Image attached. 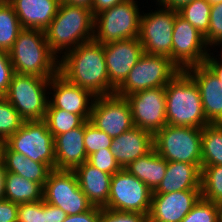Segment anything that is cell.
I'll return each mask as SVG.
<instances>
[{
    "label": "cell",
    "instance_id": "obj_28",
    "mask_svg": "<svg viewBox=\"0 0 222 222\" xmlns=\"http://www.w3.org/2000/svg\"><path fill=\"white\" fill-rule=\"evenodd\" d=\"M222 165V124H208L202 132V166Z\"/></svg>",
    "mask_w": 222,
    "mask_h": 222
},
{
    "label": "cell",
    "instance_id": "obj_45",
    "mask_svg": "<svg viewBox=\"0 0 222 222\" xmlns=\"http://www.w3.org/2000/svg\"><path fill=\"white\" fill-rule=\"evenodd\" d=\"M157 1V2H156ZM193 0H155V5L162 6L167 9L178 11L184 5L191 3Z\"/></svg>",
    "mask_w": 222,
    "mask_h": 222
},
{
    "label": "cell",
    "instance_id": "obj_18",
    "mask_svg": "<svg viewBox=\"0 0 222 222\" xmlns=\"http://www.w3.org/2000/svg\"><path fill=\"white\" fill-rule=\"evenodd\" d=\"M201 198V189L152 194L148 222H181Z\"/></svg>",
    "mask_w": 222,
    "mask_h": 222
},
{
    "label": "cell",
    "instance_id": "obj_48",
    "mask_svg": "<svg viewBox=\"0 0 222 222\" xmlns=\"http://www.w3.org/2000/svg\"><path fill=\"white\" fill-rule=\"evenodd\" d=\"M61 3H67L72 5L84 6L92 8L93 0H59Z\"/></svg>",
    "mask_w": 222,
    "mask_h": 222
},
{
    "label": "cell",
    "instance_id": "obj_1",
    "mask_svg": "<svg viewBox=\"0 0 222 222\" xmlns=\"http://www.w3.org/2000/svg\"><path fill=\"white\" fill-rule=\"evenodd\" d=\"M58 73L95 97L113 95L104 56V45L91 40L78 45L59 59Z\"/></svg>",
    "mask_w": 222,
    "mask_h": 222
},
{
    "label": "cell",
    "instance_id": "obj_37",
    "mask_svg": "<svg viewBox=\"0 0 222 222\" xmlns=\"http://www.w3.org/2000/svg\"><path fill=\"white\" fill-rule=\"evenodd\" d=\"M87 162L102 172H106L111 175L122 169L110 149L99 150L89 155Z\"/></svg>",
    "mask_w": 222,
    "mask_h": 222
},
{
    "label": "cell",
    "instance_id": "obj_26",
    "mask_svg": "<svg viewBox=\"0 0 222 222\" xmlns=\"http://www.w3.org/2000/svg\"><path fill=\"white\" fill-rule=\"evenodd\" d=\"M167 165L168 162L153 148L145 156L131 162L125 170L145 183L153 192L164 178Z\"/></svg>",
    "mask_w": 222,
    "mask_h": 222
},
{
    "label": "cell",
    "instance_id": "obj_44",
    "mask_svg": "<svg viewBox=\"0 0 222 222\" xmlns=\"http://www.w3.org/2000/svg\"><path fill=\"white\" fill-rule=\"evenodd\" d=\"M124 0H93L91 11L93 15L100 13L103 10L111 8L118 3L123 2Z\"/></svg>",
    "mask_w": 222,
    "mask_h": 222
},
{
    "label": "cell",
    "instance_id": "obj_46",
    "mask_svg": "<svg viewBox=\"0 0 222 222\" xmlns=\"http://www.w3.org/2000/svg\"><path fill=\"white\" fill-rule=\"evenodd\" d=\"M212 46L213 47L217 46V49H216L217 51H215V52H217V54L218 53L219 54L218 55H214V53L211 52L212 50H209L210 53H209L208 57L206 58L204 64H222V40L217 42V43H215V44H213ZM218 48H221L220 49L221 53L218 51Z\"/></svg>",
    "mask_w": 222,
    "mask_h": 222
},
{
    "label": "cell",
    "instance_id": "obj_8",
    "mask_svg": "<svg viewBox=\"0 0 222 222\" xmlns=\"http://www.w3.org/2000/svg\"><path fill=\"white\" fill-rule=\"evenodd\" d=\"M179 72L169 57L144 52L114 94L125 98L138 91L166 86Z\"/></svg>",
    "mask_w": 222,
    "mask_h": 222
},
{
    "label": "cell",
    "instance_id": "obj_3",
    "mask_svg": "<svg viewBox=\"0 0 222 222\" xmlns=\"http://www.w3.org/2000/svg\"><path fill=\"white\" fill-rule=\"evenodd\" d=\"M167 124L180 127L204 128L208 125L198 86L185 71L165 86Z\"/></svg>",
    "mask_w": 222,
    "mask_h": 222
},
{
    "label": "cell",
    "instance_id": "obj_23",
    "mask_svg": "<svg viewBox=\"0 0 222 222\" xmlns=\"http://www.w3.org/2000/svg\"><path fill=\"white\" fill-rule=\"evenodd\" d=\"M79 187L94 207L105 208L108 203L112 175L102 172L87 161L77 166Z\"/></svg>",
    "mask_w": 222,
    "mask_h": 222
},
{
    "label": "cell",
    "instance_id": "obj_6",
    "mask_svg": "<svg viewBox=\"0 0 222 222\" xmlns=\"http://www.w3.org/2000/svg\"><path fill=\"white\" fill-rule=\"evenodd\" d=\"M50 79L14 73L4 98L24 121L44 120L49 104Z\"/></svg>",
    "mask_w": 222,
    "mask_h": 222
},
{
    "label": "cell",
    "instance_id": "obj_39",
    "mask_svg": "<svg viewBox=\"0 0 222 222\" xmlns=\"http://www.w3.org/2000/svg\"><path fill=\"white\" fill-rule=\"evenodd\" d=\"M99 222H148V216L138 212H121L100 208Z\"/></svg>",
    "mask_w": 222,
    "mask_h": 222
},
{
    "label": "cell",
    "instance_id": "obj_9",
    "mask_svg": "<svg viewBox=\"0 0 222 222\" xmlns=\"http://www.w3.org/2000/svg\"><path fill=\"white\" fill-rule=\"evenodd\" d=\"M4 143L12 151L55 169L54 136L44 120L24 121Z\"/></svg>",
    "mask_w": 222,
    "mask_h": 222
},
{
    "label": "cell",
    "instance_id": "obj_50",
    "mask_svg": "<svg viewBox=\"0 0 222 222\" xmlns=\"http://www.w3.org/2000/svg\"><path fill=\"white\" fill-rule=\"evenodd\" d=\"M218 208V222H222V202L217 204Z\"/></svg>",
    "mask_w": 222,
    "mask_h": 222
},
{
    "label": "cell",
    "instance_id": "obj_49",
    "mask_svg": "<svg viewBox=\"0 0 222 222\" xmlns=\"http://www.w3.org/2000/svg\"><path fill=\"white\" fill-rule=\"evenodd\" d=\"M219 79V82L222 86V64H205Z\"/></svg>",
    "mask_w": 222,
    "mask_h": 222
},
{
    "label": "cell",
    "instance_id": "obj_34",
    "mask_svg": "<svg viewBox=\"0 0 222 222\" xmlns=\"http://www.w3.org/2000/svg\"><path fill=\"white\" fill-rule=\"evenodd\" d=\"M113 138L96 128L89 121L85 122L84 146L87 156L99 151L110 149Z\"/></svg>",
    "mask_w": 222,
    "mask_h": 222
},
{
    "label": "cell",
    "instance_id": "obj_17",
    "mask_svg": "<svg viewBox=\"0 0 222 222\" xmlns=\"http://www.w3.org/2000/svg\"><path fill=\"white\" fill-rule=\"evenodd\" d=\"M144 54L138 37L104 45V56L110 84L117 89Z\"/></svg>",
    "mask_w": 222,
    "mask_h": 222
},
{
    "label": "cell",
    "instance_id": "obj_53",
    "mask_svg": "<svg viewBox=\"0 0 222 222\" xmlns=\"http://www.w3.org/2000/svg\"><path fill=\"white\" fill-rule=\"evenodd\" d=\"M9 2V0H0V3Z\"/></svg>",
    "mask_w": 222,
    "mask_h": 222
},
{
    "label": "cell",
    "instance_id": "obj_35",
    "mask_svg": "<svg viewBox=\"0 0 222 222\" xmlns=\"http://www.w3.org/2000/svg\"><path fill=\"white\" fill-rule=\"evenodd\" d=\"M181 222H218L217 204L201 197Z\"/></svg>",
    "mask_w": 222,
    "mask_h": 222
},
{
    "label": "cell",
    "instance_id": "obj_25",
    "mask_svg": "<svg viewBox=\"0 0 222 222\" xmlns=\"http://www.w3.org/2000/svg\"><path fill=\"white\" fill-rule=\"evenodd\" d=\"M2 163L7 172H13L21 177L39 183L42 187L52 169L45 163H39L12 151L5 143L2 148Z\"/></svg>",
    "mask_w": 222,
    "mask_h": 222
},
{
    "label": "cell",
    "instance_id": "obj_15",
    "mask_svg": "<svg viewBox=\"0 0 222 222\" xmlns=\"http://www.w3.org/2000/svg\"><path fill=\"white\" fill-rule=\"evenodd\" d=\"M125 98L136 127L154 135L167 124L165 86L138 91Z\"/></svg>",
    "mask_w": 222,
    "mask_h": 222
},
{
    "label": "cell",
    "instance_id": "obj_22",
    "mask_svg": "<svg viewBox=\"0 0 222 222\" xmlns=\"http://www.w3.org/2000/svg\"><path fill=\"white\" fill-rule=\"evenodd\" d=\"M24 29L45 31L55 18L59 0H9Z\"/></svg>",
    "mask_w": 222,
    "mask_h": 222
},
{
    "label": "cell",
    "instance_id": "obj_12",
    "mask_svg": "<svg viewBox=\"0 0 222 222\" xmlns=\"http://www.w3.org/2000/svg\"><path fill=\"white\" fill-rule=\"evenodd\" d=\"M157 10L142 11L139 40L145 53L163 55L171 59L172 33L178 11L159 5Z\"/></svg>",
    "mask_w": 222,
    "mask_h": 222
},
{
    "label": "cell",
    "instance_id": "obj_13",
    "mask_svg": "<svg viewBox=\"0 0 222 222\" xmlns=\"http://www.w3.org/2000/svg\"><path fill=\"white\" fill-rule=\"evenodd\" d=\"M172 42L171 60L180 70L203 65L209 55L204 35L179 14L175 18Z\"/></svg>",
    "mask_w": 222,
    "mask_h": 222
},
{
    "label": "cell",
    "instance_id": "obj_27",
    "mask_svg": "<svg viewBox=\"0 0 222 222\" xmlns=\"http://www.w3.org/2000/svg\"><path fill=\"white\" fill-rule=\"evenodd\" d=\"M5 199L13 203H32L43 200V187L13 172L5 177Z\"/></svg>",
    "mask_w": 222,
    "mask_h": 222
},
{
    "label": "cell",
    "instance_id": "obj_40",
    "mask_svg": "<svg viewBox=\"0 0 222 222\" xmlns=\"http://www.w3.org/2000/svg\"><path fill=\"white\" fill-rule=\"evenodd\" d=\"M14 75L13 65L9 53L0 50V96L4 97L8 91L12 76Z\"/></svg>",
    "mask_w": 222,
    "mask_h": 222
},
{
    "label": "cell",
    "instance_id": "obj_2",
    "mask_svg": "<svg viewBox=\"0 0 222 222\" xmlns=\"http://www.w3.org/2000/svg\"><path fill=\"white\" fill-rule=\"evenodd\" d=\"M45 35L49 49L60 59L61 54L93 40L94 15L90 8L60 2Z\"/></svg>",
    "mask_w": 222,
    "mask_h": 222
},
{
    "label": "cell",
    "instance_id": "obj_31",
    "mask_svg": "<svg viewBox=\"0 0 222 222\" xmlns=\"http://www.w3.org/2000/svg\"><path fill=\"white\" fill-rule=\"evenodd\" d=\"M201 197L216 204L222 202V165L201 167Z\"/></svg>",
    "mask_w": 222,
    "mask_h": 222
},
{
    "label": "cell",
    "instance_id": "obj_21",
    "mask_svg": "<svg viewBox=\"0 0 222 222\" xmlns=\"http://www.w3.org/2000/svg\"><path fill=\"white\" fill-rule=\"evenodd\" d=\"M85 123L54 137L55 169L74 170L87 161L84 146Z\"/></svg>",
    "mask_w": 222,
    "mask_h": 222
},
{
    "label": "cell",
    "instance_id": "obj_11",
    "mask_svg": "<svg viewBox=\"0 0 222 222\" xmlns=\"http://www.w3.org/2000/svg\"><path fill=\"white\" fill-rule=\"evenodd\" d=\"M152 191L141 180L121 169L112 175L110 194L105 208L149 215Z\"/></svg>",
    "mask_w": 222,
    "mask_h": 222
},
{
    "label": "cell",
    "instance_id": "obj_24",
    "mask_svg": "<svg viewBox=\"0 0 222 222\" xmlns=\"http://www.w3.org/2000/svg\"><path fill=\"white\" fill-rule=\"evenodd\" d=\"M201 167L202 164L168 162L166 174L152 194L201 189Z\"/></svg>",
    "mask_w": 222,
    "mask_h": 222
},
{
    "label": "cell",
    "instance_id": "obj_16",
    "mask_svg": "<svg viewBox=\"0 0 222 222\" xmlns=\"http://www.w3.org/2000/svg\"><path fill=\"white\" fill-rule=\"evenodd\" d=\"M49 90L50 98L47 108L62 109L81 115L89 121L95 96L88 90L69 82L59 73L50 79Z\"/></svg>",
    "mask_w": 222,
    "mask_h": 222
},
{
    "label": "cell",
    "instance_id": "obj_30",
    "mask_svg": "<svg viewBox=\"0 0 222 222\" xmlns=\"http://www.w3.org/2000/svg\"><path fill=\"white\" fill-rule=\"evenodd\" d=\"M44 121L47 124L48 130L55 137L82 126L87 120L81 115L62 109L47 108Z\"/></svg>",
    "mask_w": 222,
    "mask_h": 222
},
{
    "label": "cell",
    "instance_id": "obj_47",
    "mask_svg": "<svg viewBox=\"0 0 222 222\" xmlns=\"http://www.w3.org/2000/svg\"><path fill=\"white\" fill-rule=\"evenodd\" d=\"M6 168L3 163L0 164V200L5 199V177Z\"/></svg>",
    "mask_w": 222,
    "mask_h": 222
},
{
    "label": "cell",
    "instance_id": "obj_36",
    "mask_svg": "<svg viewBox=\"0 0 222 222\" xmlns=\"http://www.w3.org/2000/svg\"><path fill=\"white\" fill-rule=\"evenodd\" d=\"M204 40L209 50L213 44L222 40V3L211 5L210 26Z\"/></svg>",
    "mask_w": 222,
    "mask_h": 222
},
{
    "label": "cell",
    "instance_id": "obj_52",
    "mask_svg": "<svg viewBox=\"0 0 222 222\" xmlns=\"http://www.w3.org/2000/svg\"><path fill=\"white\" fill-rule=\"evenodd\" d=\"M4 142L0 140V164L2 163V148H3Z\"/></svg>",
    "mask_w": 222,
    "mask_h": 222
},
{
    "label": "cell",
    "instance_id": "obj_29",
    "mask_svg": "<svg viewBox=\"0 0 222 222\" xmlns=\"http://www.w3.org/2000/svg\"><path fill=\"white\" fill-rule=\"evenodd\" d=\"M22 29L13 6L0 3V50L9 52Z\"/></svg>",
    "mask_w": 222,
    "mask_h": 222
},
{
    "label": "cell",
    "instance_id": "obj_38",
    "mask_svg": "<svg viewBox=\"0 0 222 222\" xmlns=\"http://www.w3.org/2000/svg\"><path fill=\"white\" fill-rule=\"evenodd\" d=\"M17 222H46L45 201L20 203L18 205Z\"/></svg>",
    "mask_w": 222,
    "mask_h": 222
},
{
    "label": "cell",
    "instance_id": "obj_20",
    "mask_svg": "<svg viewBox=\"0 0 222 222\" xmlns=\"http://www.w3.org/2000/svg\"><path fill=\"white\" fill-rule=\"evenodd\" d=\"M154 148L153 134L134 126L118 137L113 138L110 150L121 168L145 156Z\"/></svg>",
    "mask_w": 222,
    "mask_h": 222
},
{
    "label": "cell",
    "instance_id": "obj_7",
    "mask_svg": "<svg viewBox=\"0 0 222 222\" xmlns=\"http://www.w3.org/2000/svg\"><path fill=\"white\" fill-rule=\"evenodd\" d=\"M203 128L166 124L153 135L154 149L167 162L202 164Z\"/></svg>",
    "mask_w": 222,
    "mask_h": 222
},
{
    "label": "cell",
    "instance_id": "obj_41",
    "mask_svg": "<svg viewBox=\"0 0 222 222\" xmlns=\"http://www.w3.org/2000/svg\"><path fill=\"white\" fill-rule=\"evenodd\" d=\"M18 205L7 199L0 200V222H17Z\"/></svg>",
    "mask_w": 222,
    "mask_h": 222
},
{
    "label": "cell",
    "instance_id": "obj_42",
    "mask_svg": "<svg viewBox=\"0 0 222 222\" xmlns=\"http://www.w3.org/2000/svg\"><path fill=\"white\" fill-rule=\"evenodd\" d=\"M100 208L92 207L90 210L76 214L67 215L63 222H99Z\"/></svg>",
    "mask_w": 222,
    "mask_h": 222
},
{
    "label": "cell",
    "instance_id": "obj_51",
    "mask_svg": "<svg viewBox=\"0 0 222 222\" xmlns=\"http://www.w3.org/2000/svg\"><path fill=\"white\" fill-rule=\"evenodd\" d=\"M210 5L222 3V0H206Z\"/></svg>",
    "mask_w": 222,
    "mask_h": 222
},
{
    "label": "cell",
    "instance_id": "obj_32",
    "mask_svg": "<svg viewBox=\"0 0 222 222\" xmlns=\"http://www.w3.org/2000/svg\"><path fill=\"white\" fill-rule=\"evenodd\" d=\"M211 5L206 0H193L178 10V14L195 27L202 35L210 26Z\"/></svg>",
    "mask_w": 222,
    "mask_h": 222
},
{
    "label": "cell",
    "instance_id": "obj_19",
    "mask_svg": "<svg viewBox=\"0 0 222 222\" xmlns=\"http://www.w3.org/2000/svg\"><path fill=\"white\" fill-rule=\"evenodd\" d=\"M185 71L199 88L205 117L209 124H222V86L205 65L191 66Z\"/></svg>",
    "mask_w": 222,
    "mask_h": 222
},
{
    "label": "cell",
    "instance_id": "obj_33",
    "mask_svg": "<svg viewBox=\"0 0 222 222\" xmlns=\"http://www.w3.org/2000/svg\"><path fill=\"white\" fill-rule=\"evenodd\" d=\"M23 122L12 104L4 97H0V140L5 142L20 129Z\"/></svg>",
    "mask_w": 222,
    "mask_h": 222
},
{
    "label": "cell",
    "instance_id": "obj_5",
    "mask_svg": "<svg viewBox=\"0 0 222 222\" xmlns=\"http://www.w3.org/2000/svg\"><path fill=\"white\" fill-rule=\"evenodd\" d=\"M137 4V0H124L96 14L93 40L106 45L139 37L142 12Z\"/></svg>",
    "mask_w": 222,
    "mask_h": 222
},
{
    "label": "cell",
    "instance_id": "obj_14",
    "mask_svg": "<svg viewBox=\"0 0 222 222\" xmlns=\"http://www.w3.org/2000/svg\"><path fill=\"white\" fill-rule=\"evenodd\" d=\"M89 122L112 138L135 126L128 101L116 94L95 97Z\"/></svg>",
    "mask_w": 222,
    "mask_h": 222
},
{
    "label": "cell",
    "instance_id": "obj_10",
    "mask_svg": "<svg viewBox=\"0 0 222 222\" xmlns=\"http://www.w3.org/2000/svg\"><path fill=\"white\" fill-rule=\"evenodd\" d=\"M43 201L59 207L67 215H76L90 210L93 205L79 187L73 170L53 169L43 186Z\"/></svg>",
    "mask_w": 222,
    "mask_h": 222
},
{
    "label": "cell",
    "instance_id": "obj_4",
    "mask_svg": "<svg viewBox=\"0 0 222 222\" xmlns=\"http://www.w3.org/2000/svg\"><path fill=\"white\" fill-rule=\"evenodd\" d=\"M8 53L14 73L42 78L58 73L59 59L49 49L45 31L23 28Z\"/></svg>",
    "mask_w": 222,
    "mask_h": 222
},
{
    "label": "cell",
    "instance_id": "obj_43",
    "mask_svg": "<svg viewBox=\"0 0 222 222\" xmlns=\"http://www.w3.org/2000/svg\"><path fill=\"white\" fill-rule=\"evenodd\" d=\"M67 214L59 207L45 202V219L46 222H63Z\"/></svg>",
    "mask_w": 222,
    "mask_h": 222
}]
</instances>
